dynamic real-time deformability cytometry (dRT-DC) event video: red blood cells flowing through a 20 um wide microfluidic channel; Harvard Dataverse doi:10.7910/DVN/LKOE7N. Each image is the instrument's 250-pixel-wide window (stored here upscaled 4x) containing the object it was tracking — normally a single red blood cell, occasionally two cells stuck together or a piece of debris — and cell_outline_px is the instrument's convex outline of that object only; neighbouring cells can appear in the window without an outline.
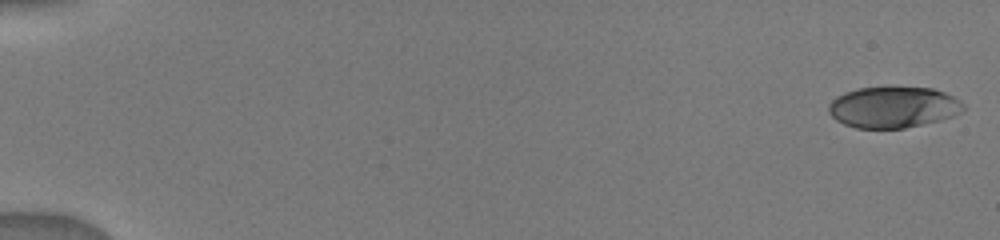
{"species": "human", "species_latin": "Homo sapiens", "temperature_condition": "warm", "stored_images_in_passage": 28, "camera_frame_rate_fps": 3000, "um_per_image_px": 0.085, "donor": {"sex": "male"}, "frame": {"image": 1, "passage_image": 1, "time_ms": 0.0, "image_size_px": [1000, 240], "cell_outline_px": [[964, 112], [940, 120], [904, 128], [856, 128], [844, 124], [836, 120], [828, 112], [828, 104], [836, 96], [844, 92], [860, 88], [932, 88], [944, 92], [960, 100], [964, 104]], "centroid_in_image_um": [75.92, 9.12], "position_along_channel_um": 9.1, "area_um2": 32.19}}
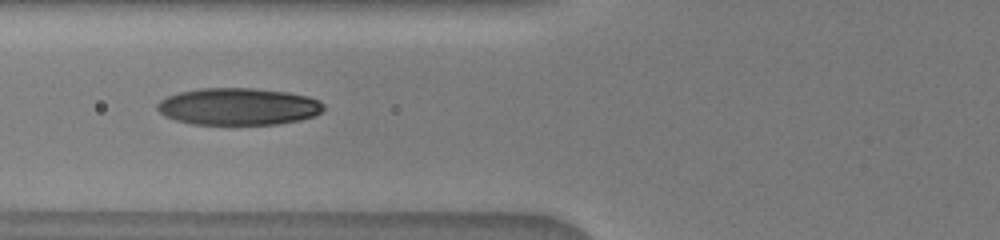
{"frame": {"image": 2, "passage_image": 17, "time_ms": 6.667, "image_size_px": [1000, 240], "cell_outline_px": [[324, 108], [320, 112], [312, 116], [300, 120], [276, 124], [192, 124], [176, 120], [164, 116], [156, 108], [156, 104], [160, 100], [168, 96], [180, 92], [200, 88], [252, 88], [288, 92], [308, 96], [320, 100], [324, 104]], "centroid_in_image_um": [20.25, 9.05], "position_along_channel_um": 105.6, "area_um2": 35.95}}
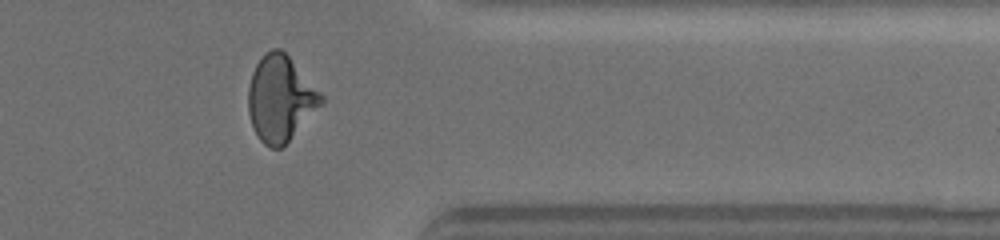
{"frame": {"image": 3, "passage_image": 24, "time_ms": 13.667, "image_size_px": [1000, 240], "cell_outline_px": [[324, 100], [288, 140], [280, 148], [272, 148], [264, 144], [260, 140], [252, 124], [248, 112], [248, 88], [252, 72], [260, 56], [264, 52], [272, 48], [280, 48], [288, 56], [324, 96]], "centroid_in_image_um": [23.79, 8.33], "position_along_channel_um": 387.6, "area_um2": 35.66}}